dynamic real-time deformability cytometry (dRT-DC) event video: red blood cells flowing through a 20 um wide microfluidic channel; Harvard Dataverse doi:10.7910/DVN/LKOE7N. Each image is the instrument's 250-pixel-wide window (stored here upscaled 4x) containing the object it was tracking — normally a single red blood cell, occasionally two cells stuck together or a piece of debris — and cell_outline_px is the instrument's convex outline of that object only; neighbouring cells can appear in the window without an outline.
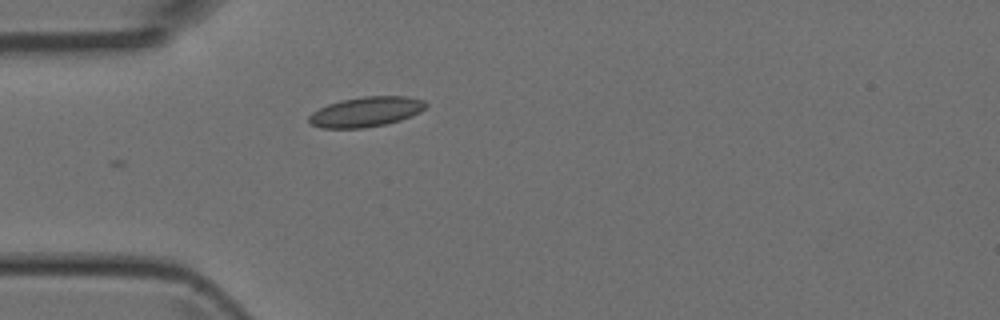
{"species": "Egyptian fruit bat (a non-hibernating species)", "species_latin": "Rousettus aegyptiacus", "temperature_condition": "room temperature", "stored_images_in_passage": 5, "camera_frame_rate_fps": 3000, "um_per_image_px": 0.085, "animal": {"sex": "female"}, "frame": {"image": 1, "passage_image": 1, "time_ms": 0.0, "image_size_px": [1000, 320], "cell_outline_px": [[428, 104], [420, 112], [412, 116], [400, 120], [384, 124], [364, 128], [320, 128], [308, 124], [308, 116], [312, 112], [328, 104], [340, 100], [364, 96], [408, 96], [424, 100]], "centroid_in_image_um": [31.09, 9.5], "position_along_channel_um": 53.9, "area_um2": 20.58}}
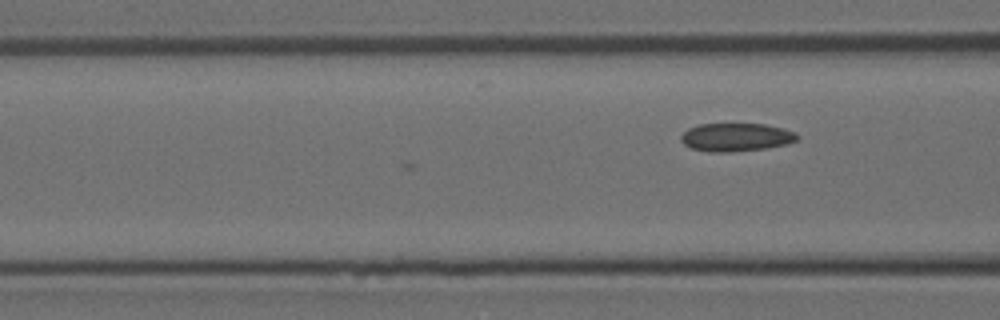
{"frame": {"image": 2, "passage_image": 5, "time_ms": 1.333, "image_size_px": [1000, 320], "cell_outline_px": [[800, 136], [796, 140], [784, 144], [764, 148], [728, 152], [708, 152], [692, 148], [684, 144], [680, 140], [680, 136], [688, 128], [700, 124], [764, 124], [796, 132]], "centroid_in_image_um": [62.53, 11.66], "position_along_channel_um": 104.1, "area_um2": 18.9}}